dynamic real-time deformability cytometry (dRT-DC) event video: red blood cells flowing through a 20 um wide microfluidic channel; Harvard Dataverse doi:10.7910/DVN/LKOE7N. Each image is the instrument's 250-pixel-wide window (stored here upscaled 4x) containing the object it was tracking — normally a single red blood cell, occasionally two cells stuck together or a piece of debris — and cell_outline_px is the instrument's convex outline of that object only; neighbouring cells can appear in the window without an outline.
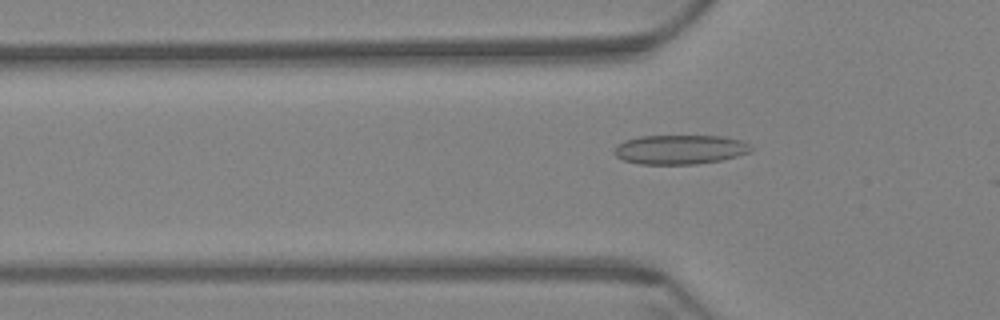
{"species": "Egyptian fruit bat (a non-hibernating species)", "species_latin": "Rousettus aegyptiacus", "temperature_condition": "warm", "stored_images_in_passage": 26, "camera_frame_rate_fps": 3000, "um_per_image_px": 0.085, "animal": {"sex": "female"}, "frame": {"image": 1, "passage_image": 16, "time_ms": 5.0, "image_size_px": [1000, 320], "cell_outline_px": [[752, 148], [748, 152], [736, 156], [720, 160], [696, 164], [640, 164], [624, 160], [616, 156], [612, 152], [616, 144], [624, 140], [640, 136], [724, 136], [740, 140], [748, 144]], "centroid_in_image_um": [57.73, 12.7], "position_along_channel_um": 68.1, "area_um2": 23.35}}
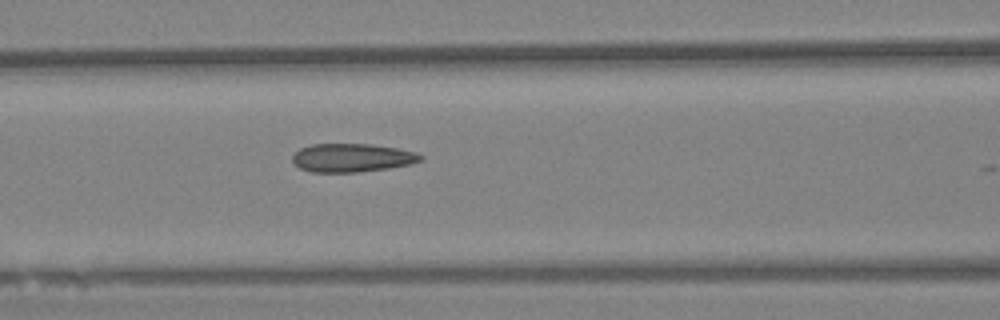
{"frame": {"image": 2, "passage_image": 22, "time_ms": 7.0, "image_size_px": [1000, 320], "cell_outline_px": [[424, 160], [408, 164], [388, 168], [356, 172], [312, 172], [300, 168], [292, 160], [292, 156], [300, 148], [312, 144], [368, 144], [396, 148], [416, 152], [424, 156]], "centroid_in_image_um": [29.92, 13.41], "position_along_channel_um": 136.7, "area_um2": 21.1}}
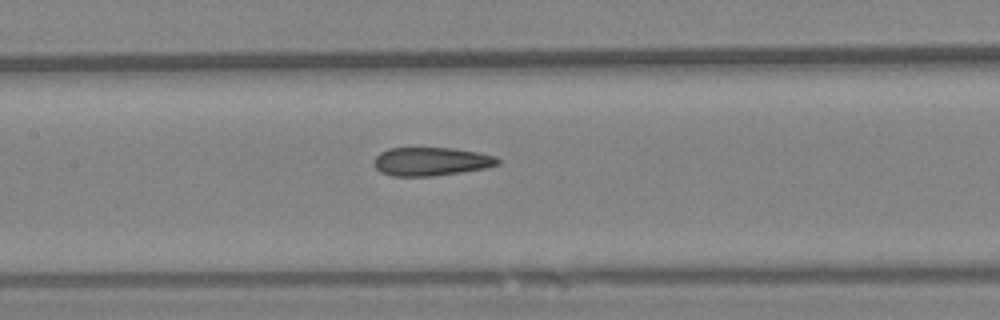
{"frame": {"image": 3, "passage_image": 25, "time_ms": 8.0, "image_size_px": [1000, 320], "cell_outline_px": [[500, 164], [484, 168], [460, 172], [432, 176], [392, 176], [380, 172], [372, 164], [376, 156], [380, 152], [388, 148], [452, 148], [476, 152], [496, 156], [500, 160]], "centroid_in_image_um": [36.61, 13.72], "position_along_channel_um": 170.8, "area_um2": 20.52}}